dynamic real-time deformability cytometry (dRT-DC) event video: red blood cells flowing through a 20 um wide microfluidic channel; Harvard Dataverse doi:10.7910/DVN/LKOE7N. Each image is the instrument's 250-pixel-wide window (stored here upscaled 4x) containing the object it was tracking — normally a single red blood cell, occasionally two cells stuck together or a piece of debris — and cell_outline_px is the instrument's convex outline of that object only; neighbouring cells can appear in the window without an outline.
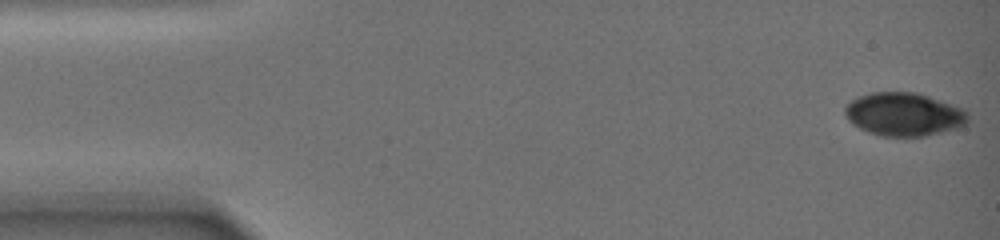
{"species": "common noctule bat (a hibernating species)", "species_latin": "Nyctalus noctula", "temperature_condition": "warm", "stored_images_in_passage": 59, "camera_frame_rate_fps": 3000, "um_per_image_px": 0.085, "animal": {"sex": "female", "body_mass_g": 19.0, "forearm_length_mm": 51.5}, "frame": {"image": 1, "passage_image": 1, "time_ms": 0.0, "image_size_px": [1000, 240], "cell_outline_px": [[968, 120], [964, 124], [956, 128], [924, 136], [880, 136], [868, 132], [852, 124], [848, 120], [844, 112], [844, 108], [852, 100], [860, 96], [872, 92], [916, 92], [964, 108], [968, 112]], "centroid_in_image_um": [76.82, 9.71], "position_along_channel_um": 8.2, "area_um2": 30.92}}
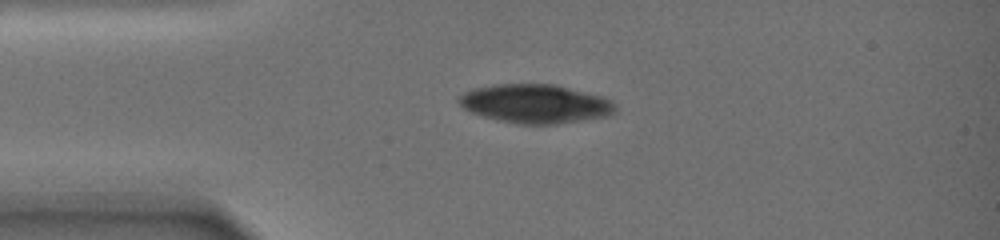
{"frame": {"image": 2, "passage_image": 14, "time_ms": 4.333, "image_size_px": [1000, 240], "cell_outline_px": [[616, 112], [604, 116], [556, 124], [516, 124], [480, 116], [468, 112], [456, 100], [456, 96], [472, 88], [492, 84], [556, 84], [600, 96], [612, 100], [616, 104]], "centroid_in_image_um": [45.43, 8.81], "position_along_channel_um": 39.6, "area_um2": 35.66}}
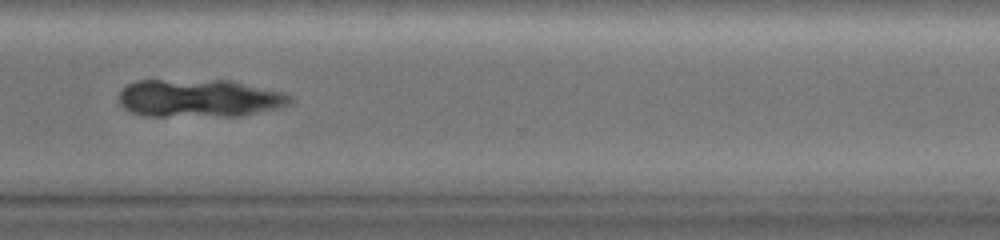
{"frame": {"image": 3, "passage_image": 45, "time_ms": 14.667, "image_size_px": [1000, 240], "cell_outline_px": [[292, 100], [288, 104], [280, 108], [240, 116], [144, 116], [128, 112], [120, 104], [120, 88], [136, 80], [232, 80], [284, 92], [292, 96]], "centroid_in_image_um": [16.93, 8.35], "position_along_channel_um": 353.7, "area_um2": 38.38}}